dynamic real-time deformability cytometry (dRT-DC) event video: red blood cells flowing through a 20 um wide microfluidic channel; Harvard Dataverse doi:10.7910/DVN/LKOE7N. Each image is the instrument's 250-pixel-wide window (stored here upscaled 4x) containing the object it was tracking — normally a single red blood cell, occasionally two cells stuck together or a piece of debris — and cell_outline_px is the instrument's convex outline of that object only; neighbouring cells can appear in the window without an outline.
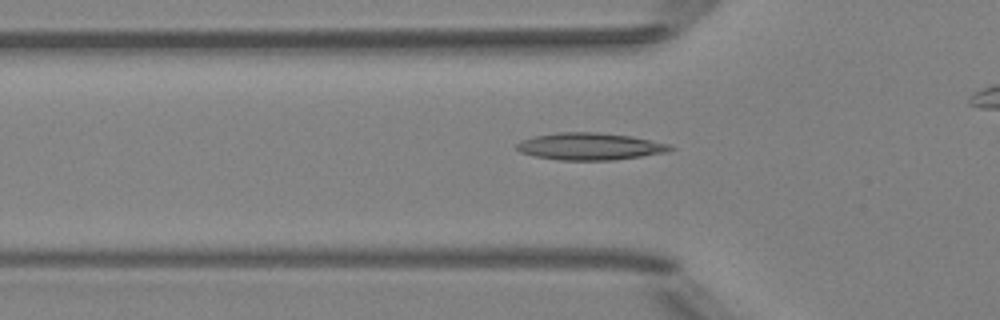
{"species": "Egyptian fruit bat (a non-hibernating species)", "species_latin": "Rousettus aegyptiacus", "temperature_condition": "room temperature", "stored_images_in_passage": 34, "camera_frame_rate_fps": 3000, "um_per_image_px": 0.085, "animal": {"sex": "female"}, "frame": {"image": 1, "passage_image": 9, "time_ms": 2.667, "image_size_px": [1000, 320], "cell_outline_px": [[676, 148], [668, 152], [612, 160], [556, 160], [536, 156], [520, 152], [516, 148], [516, 144], [520, 140], [536, 136], [556, 132], [596, 132], [628, 136], [668, 144]], "centroid_in_image_um": [50.1, 12.45], "position_along_channel_um": 75.7, "area_um2": 24.04}}
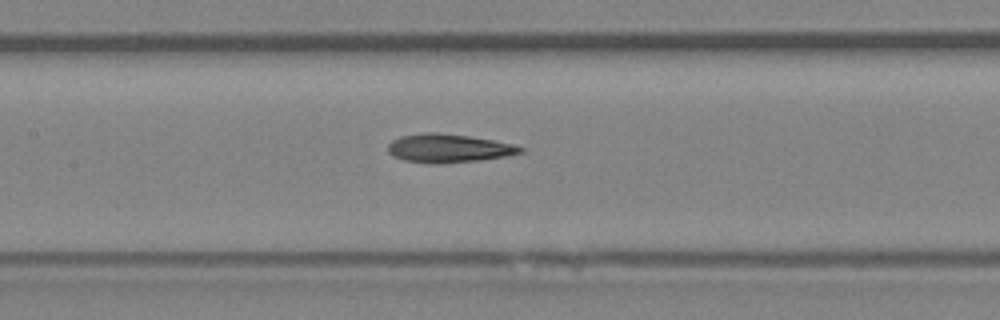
{"frame": {"image": 2, "passage_image": 16, "time_ms": 5.0, "image_size_px": [1000, 320], "cell_outline_px": [[524, 152], [508, 156], [480, 160], [404, 160], [392, 156], [388, 152], [388, 144], [392, 140], [400, 136], [424, 132], [440, 132], [468, 136], [492, 140], [512, 144], [524, 148]], "centroid_in_image_um": [38.15, 12.54], "position_along_channel_um": 169.3, "area_um2": 20.98}}
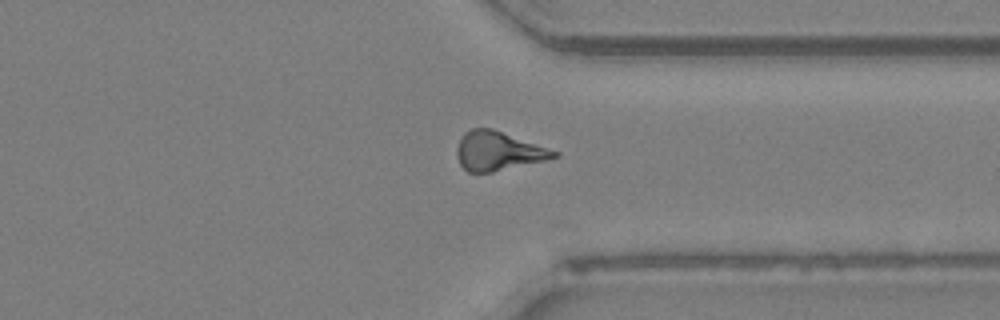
{"frame": {"image": 3, "passage_image": 31, "time_ms": 10.0, "image_size_px": [1000, 320], "cell_outline_px": [[560, 156], [548, 160], [492, 172], [468, 172], [460, 164], [456, 156], [456, 148], [464, 132], [472, 128], [492, 128], [560, 152]], "centroid_in_image_um": [42.36, 12.84], "position_along_channel_um": 369.0, "area_um2": 22.14}}